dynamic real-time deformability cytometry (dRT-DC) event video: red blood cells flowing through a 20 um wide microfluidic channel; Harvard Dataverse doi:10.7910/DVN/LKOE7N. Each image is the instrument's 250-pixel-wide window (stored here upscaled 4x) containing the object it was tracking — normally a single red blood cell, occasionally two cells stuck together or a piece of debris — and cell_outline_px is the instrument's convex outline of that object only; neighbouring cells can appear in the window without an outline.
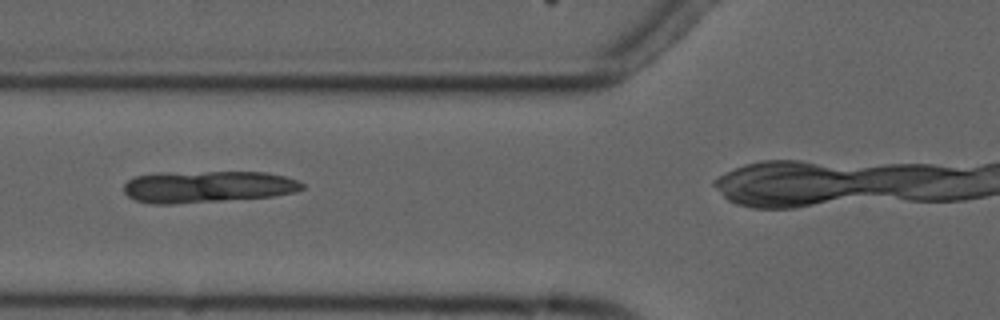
{"species": "common noctule bat (a hibernating species)", "species_latin": "Nyctalus noctula", "temperature_condition": "cold", "stored_images_in_passage": 8, "camera_frame_rate_fps": 3000, "um_per_image_px": 0.085, "animal": {"sex": "male", "forearm_length_mm": 52.5}, "frame": {"image": 1, "passage_image": 4, "time_ms": 3.667, "image_size_px": [1000, 320], "cell_outline_px": [[304, 188], [296, 192], [272, 196], [176, 204], [148, 204], [136, 200], [128, 196], [124, 192], [124, 184], [128, 180], [136, 176], [156, 172], [264, 172], [284, 176], [296, 180], [304, 184]], "centroid_in_image_um": [17.6, 15.87], "position_along_channel_um": 108.2, "area_um2": 33.18}}